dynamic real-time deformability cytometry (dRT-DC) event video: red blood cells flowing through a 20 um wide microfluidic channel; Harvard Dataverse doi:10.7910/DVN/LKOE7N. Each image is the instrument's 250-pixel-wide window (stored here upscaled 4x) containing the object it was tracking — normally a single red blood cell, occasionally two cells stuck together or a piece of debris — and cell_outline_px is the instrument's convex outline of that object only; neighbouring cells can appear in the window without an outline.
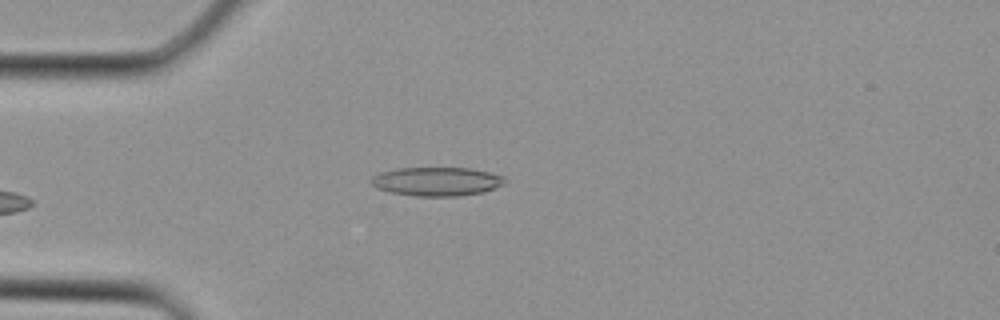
{"species": "Egyptian fruit bat (a non-hibernating species)", "species_latin": "Rousettus aegyptiacus", "temperature_condition": "cold", "stored_images_in_passage": 2, "camera_frame_rate_fps": 3000, "um_per_image_px": 0.085, "animal": {"sex": "female"}, "frame": {"image": 1, "passage_image": 2, "time_ms": 0.333, "image_size_px": [1000, 320], "cell_outline_px": [[504, 184], [496, 188], [484, 192], [460, 196], [416, 196], [388, 192], [376, 188], [368, 180], [372, 176], [380, 172], [396, 168], [472, 168], [504, 176]], "centroid_in_image_um": [37.09, 15.43], "position_along_channel_um": 47.9, "area_um2": 22.66}}